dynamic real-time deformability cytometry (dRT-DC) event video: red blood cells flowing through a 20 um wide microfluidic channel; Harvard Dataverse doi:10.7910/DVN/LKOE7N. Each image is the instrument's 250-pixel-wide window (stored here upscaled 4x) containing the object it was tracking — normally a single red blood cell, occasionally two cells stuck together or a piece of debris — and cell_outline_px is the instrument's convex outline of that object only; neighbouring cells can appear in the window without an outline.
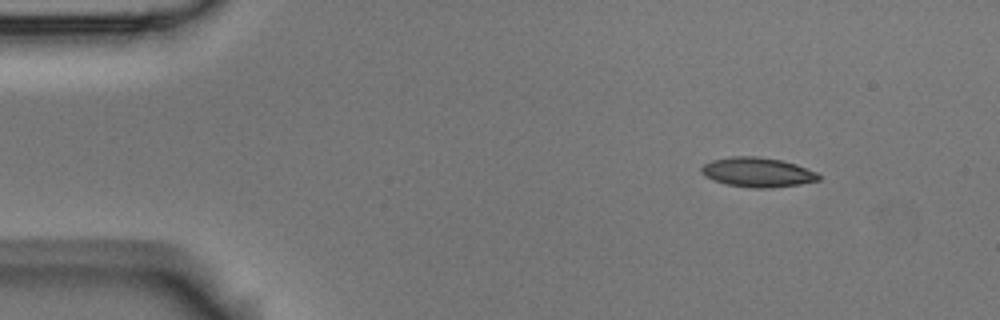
{"species": "Egyptian fruit bat (a non-hibernating species)", "species_latin": "Rousettus aegyptiacus", "temperature_condition": "room temperature", "stored_images_in_passage": 6, "camera_frame_rate_fps": 3000, "um_per_image_px": 0.085, "animal": {"sex": "male"}, "frame": {"image": 1, "passage_image": 1, "time_ms": 0.0, "image_size_px": [1000, 320], "cell_outline_px": [[820, 180], [800, 184], [768, 188], [752, 188], [724, 184], [712, 180], [704, 176], [700, 172], [700, 168], [704, 164], [712, 160], [732, 156], [756, 156], [780, 160], [796, 164], [816, 172], [820, 176]], "centroid_in_image_um": [64.35, 14.64], "position_along_channel_um": 20.7, "area_um2": 20.29}}
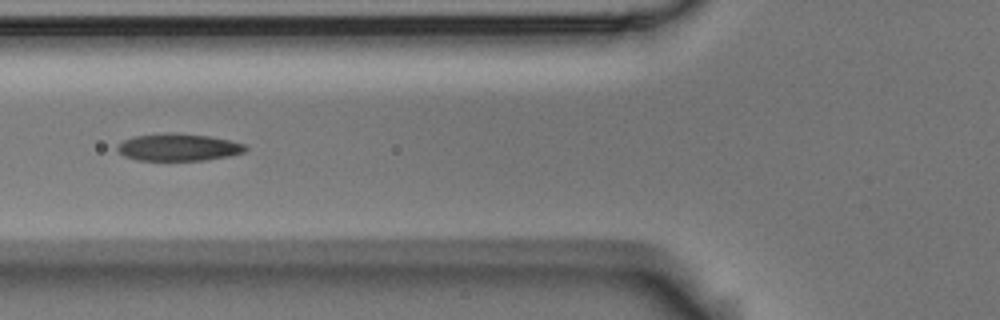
{"frame": {"image": 2, "passage_image": 5, "time_ms": 1.333, "image_size_px": [1000, 320], "cell_outline_px": [[248, 148], [244, 152], [228, 156], [208, 160], [136, 160], [124, 156], [116, 148], [124, 140], [132, 136], [168, 132], [172, 132], [208, 136], [228, 140], [244, 144]], "centroid_in_image_um": [15.15, 12.51], "position_along_channel_um": 110.6, "area_um2": 20.29}}
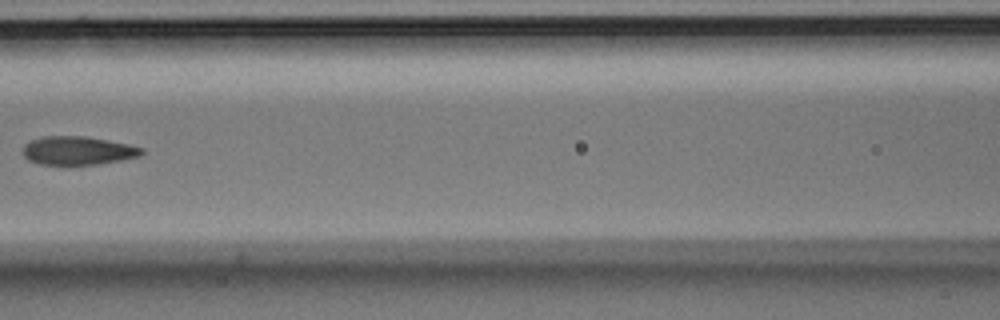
{"frame": {"image": 3, "passage_image": 6, "time_ms": 1.667, "image_size_px": [1000, 320], "cell_outline_px": [[144, 152], [140, 156], [120, 160], [96, 164], [68, 168], [40, 164], [28, 160], [24, 156], [24, 144], [32, 140], [44, 136], [88, 136], [128, 144], [144, 148]], "centroid_in_image_um": [6.6, 12.84], "position_along_channel_um": 160.0, "area_um2": 20.4}}